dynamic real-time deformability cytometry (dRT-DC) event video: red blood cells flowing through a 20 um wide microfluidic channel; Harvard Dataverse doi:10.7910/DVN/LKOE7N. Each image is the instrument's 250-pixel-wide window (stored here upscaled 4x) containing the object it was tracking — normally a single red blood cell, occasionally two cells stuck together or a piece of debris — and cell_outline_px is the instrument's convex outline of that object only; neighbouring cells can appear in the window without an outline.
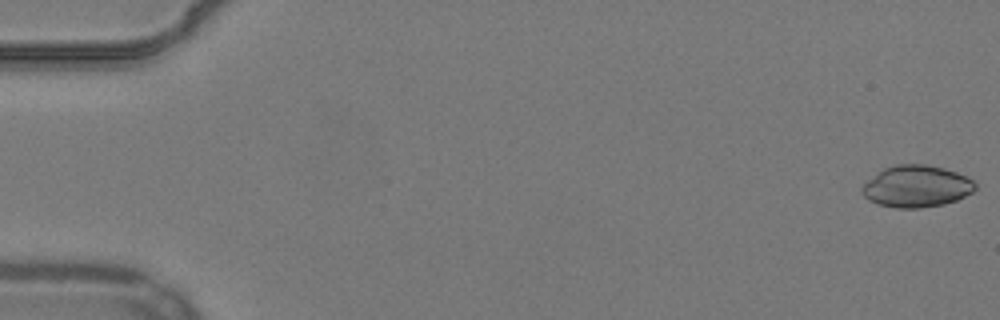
{"species": "common noctule bat (a hibernating species)", "species_latin": "Nyctalus noctula", "temperature_condition": "warm", "stored_images_in_passage": 54, "camera_frame_rate_fps": 3000, "um_per_image_px": 0.085, "animal": {"sex": "male", "body_mass_g": 19.2, "forearm_length_mm": 51.8}, "frame": {"image": 1, "passage_image": 1, "time_ms": 0.0, "image_size_px": [1000, 320], "cell_outline_px": [[976, 188], [972, 192], [956, 200], [944, 204], [920, 208], [896, 208], [880, 204], [868, 200], [860, 192], [860, 188], [868, 180], [884, 168], [896, 164], [924, 164], [944, 168], [956, 172], [972, 180], [976, 184]], "centroid_in_image_um": [77.88, 15.84], "position_along_channel_um": 7.1, "area_um2": 27.46}}
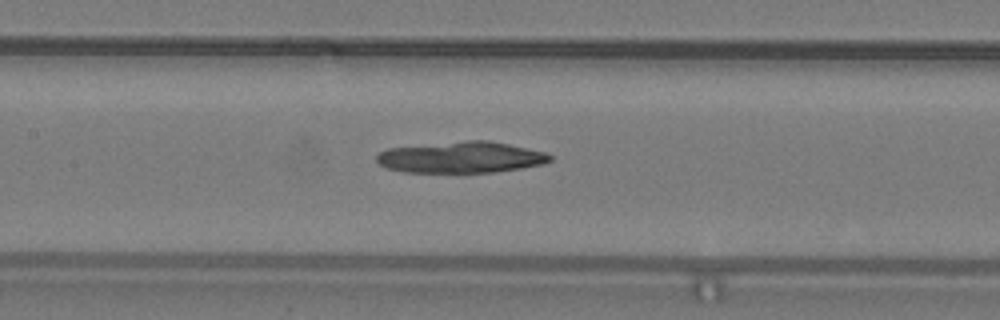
{"frame": {"image": 2, "passage_image": 26, "time_ms": 8.333, "image_size_px": [1000, 320], "cell_outline_px": [[552, 160], [544, 164], [520, 168], [492, 172], [404, 172], [388, 168], [380, 164], [376, 160], [376, 156], [380, 152], [388, 148], [468, 140], [488, 140], [508, 144], [544, 152], [552, 156]], "centroid_in_image_um": [39.2, 13.37], "position_along_channel_um": 168.2, "area_um2": 31.33}}
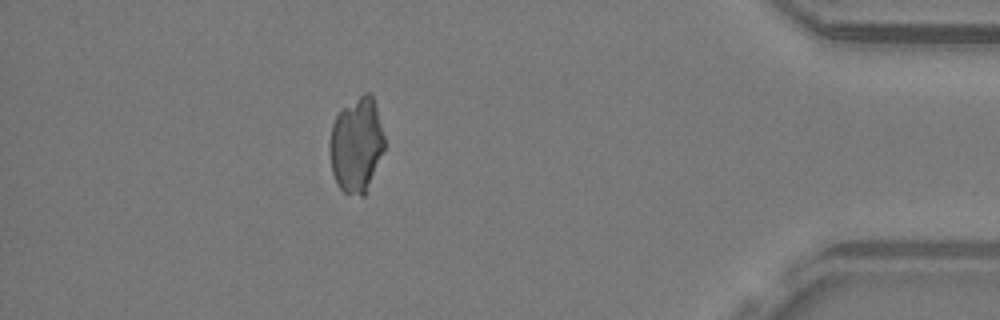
{"frame": {"image": 3, "passage_image": 48, "time_ms": 15.667, "image_size_px": [1000, 320], "cell_outline_px": [[384, 148], [364, 196], [360, 196], [344, 192], [340, 188], [332, 172], [328, 148], [328, 144], [332, 124], [340, 108], [364, 92], [372, 92], [384, 136]], "centroid_in_image_um": [30.27, 12.26], "position_along_channel_um": 404.9, "area_um2": 30.35}}